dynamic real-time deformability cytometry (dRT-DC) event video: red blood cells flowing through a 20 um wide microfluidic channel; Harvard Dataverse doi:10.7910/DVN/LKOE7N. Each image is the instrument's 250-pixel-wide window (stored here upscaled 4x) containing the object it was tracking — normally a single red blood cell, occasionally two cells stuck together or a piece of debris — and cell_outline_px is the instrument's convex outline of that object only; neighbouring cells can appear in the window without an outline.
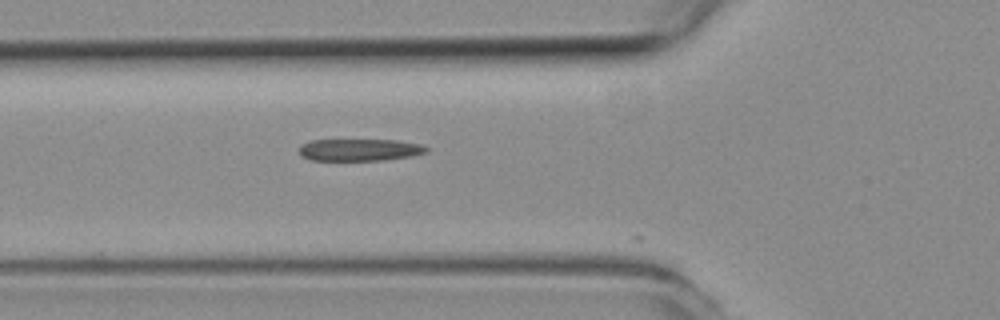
{"species": "common noctule bat (a hibernating species)", "species_latin": "Nyctalus noctula", "temperature_condition": "room temperature", "stored_images_in_passage": 12, "camera_frame_rate_fps": 3000, "um_per_image_px": 0.085, "animal": {"sex": "female", "body_mass_g": 19.3, "forearm_length_mm": 54.1}, "frame": {"image": 1, "passage_image": 8, "time_ms": 2.333, "image_size_px": [1000, 320], "cell_outline_px": [[428, 152], [412, 156], [384, 160], [312, 160], [300, 156], [300, 144], [312, 140], [396, 140], [420, 144], [428, 148]], "centroid_in_image_um": [30.57, 12.73], "position_along_channel_um": 95.2, "area_um2": 16.36}}
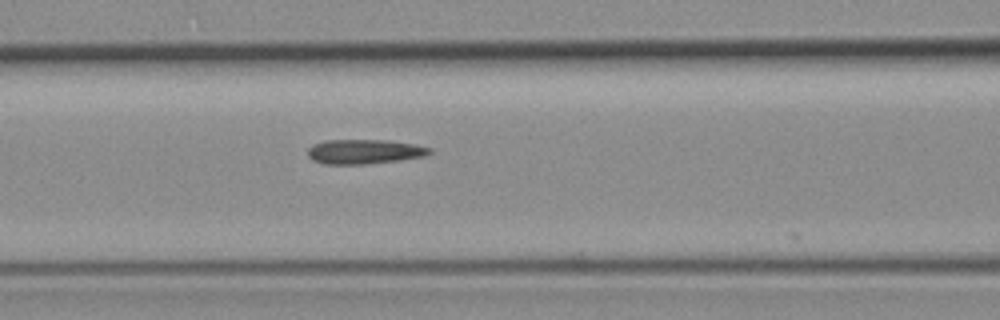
{"frame": {"image": 2, "passage_image": 11, "time_ms": 3.333, "image_size_px": [1000, 320], "cell_outline_px": [[432, 152], [424, 156], [400, 160], [364, 164], [324, 164], [312, 160], [308, 156], [308, 148], [312, 144], [324, 140], [384, 140], [416, 144], [432, 148]], "centroid_in_image_um": [30.95, 12.88], "position_along_channel_um": 135.6, "area_um2": 17.51}}